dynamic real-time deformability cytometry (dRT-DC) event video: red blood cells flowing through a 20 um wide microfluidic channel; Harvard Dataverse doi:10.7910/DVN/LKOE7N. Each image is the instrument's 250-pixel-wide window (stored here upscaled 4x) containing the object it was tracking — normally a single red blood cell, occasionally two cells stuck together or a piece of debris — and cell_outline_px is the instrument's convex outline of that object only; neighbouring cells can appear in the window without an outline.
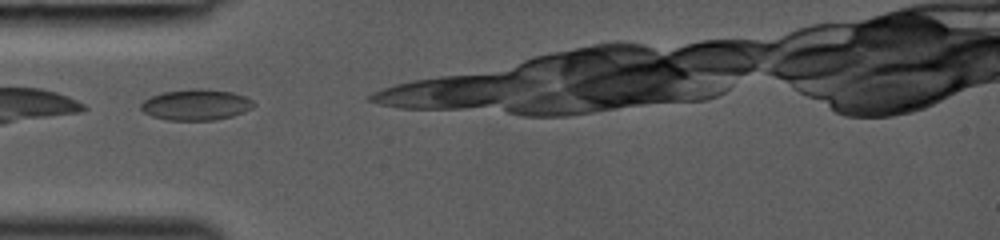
{"species": "common noctule bat (a hibernating species)", "species_latin": "Nyctalus noctula", "temperature_condition": "room temperature", "stored_images_in_passage": 4, "camera_frame_rate_fps": 3000, "um_per_image_px": 0.085, "animal": {"sex": "female", "body_mass_g": 19.0, "forearm_length_mm": 53.3}, "frame": {"image": 1, "passage_image": 1, "time_ms": 0.0, "image_size_px": [1000, 240], "cell_outline_px": [[256, 104], [252, 108], [244, 112], [232, 116], [216, 120], [168, 120], [152, 116], [144, 112], [140, 108], [140, 104], [144, 100], [152, 96], [164, 92], [196, 88], [200, 88], [232, 92], [244, 96], [252, 100]], "centroid_in_image_um": [16.68, 8.91], "position_along_channel_um": 68.3, "area_um2": 20.29}}